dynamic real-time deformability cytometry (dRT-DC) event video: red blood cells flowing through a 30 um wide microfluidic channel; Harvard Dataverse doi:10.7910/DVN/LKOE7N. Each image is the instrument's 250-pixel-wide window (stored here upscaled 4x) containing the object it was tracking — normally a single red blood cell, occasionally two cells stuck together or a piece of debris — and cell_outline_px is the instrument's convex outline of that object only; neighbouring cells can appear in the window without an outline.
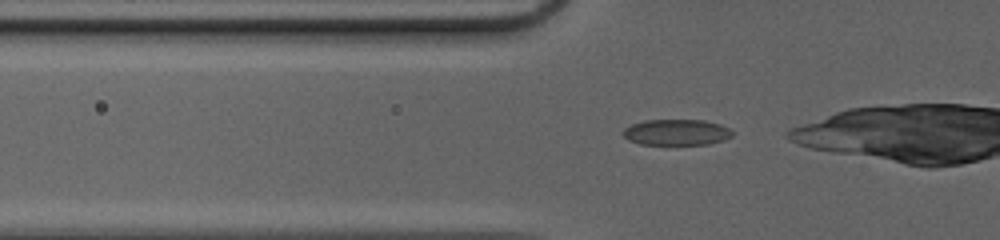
{"species": "common noctule bat (a hibernating species)", "species_latin": "Nyctalus noctula", "temperature_condition": "cold", "stored_images_in_passage": 25, "camera_frame_rate_fps": 3000, "um_per_image_px": 0.085, "animal": {"sex": "female", "body_mass_g": 20.0, "forearm_length_mm": 54.0}, "frame": {"image": 1, "passage_image": 5, "time_ms": 1.333, "image_size_px": [1000, 240], "cell_outline_px": [[732, 136], [724, 140], [708, 144], [640, 144], [628, 140], [624, 136], [624, 128], [632, 124], [644, 120], [704, 120], [720, 124], [728, 128], [732, 132]], "centroid_in_image_um": [57.5, 11.24], "position_along_channel_um": 68.3, "area_um2": 16.42}}
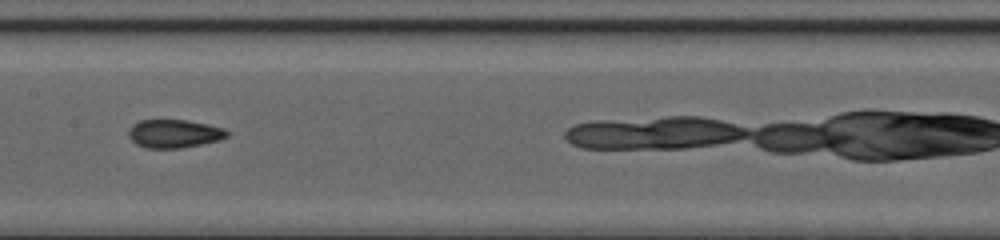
{"frame": {"image": 2, "passage_image": 14, "time_ms": 4.333, "image_size_px": [1000, 240], "cell_outline_px": [[228, 136], [220, 140], [180, 148], [144, 148], [136, 144], [128, 136], [128, 128], [132, 124], [140, 120], [188, 120], [208, 124], [224, 128], [228, 132]], "centroid_in_image_um": [14.78, 11.35], "position_along_channel_um": 192.6, "area_um2": 16.36}}
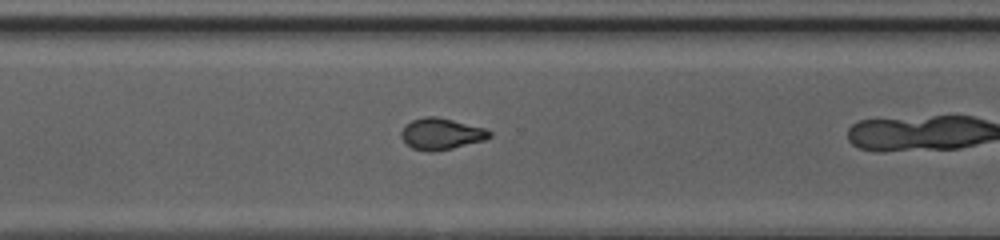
{"frame": {"image": 3, "passage_image": 24, "time_ms": 7.667, "image_size_px": [1000, 240], "cell_outline_px": [[492, 136], [484, 140], [436, 152], [428, 152], [412, 148], [400, 136], [400, 132], [412, 120], [424, 116], [436, 116], [484, 128], [492, 132]], "centroid_in_image_um": [37.5, 11.38], "position_along_channel_um": 333.1, "area_um2": 16.01}}